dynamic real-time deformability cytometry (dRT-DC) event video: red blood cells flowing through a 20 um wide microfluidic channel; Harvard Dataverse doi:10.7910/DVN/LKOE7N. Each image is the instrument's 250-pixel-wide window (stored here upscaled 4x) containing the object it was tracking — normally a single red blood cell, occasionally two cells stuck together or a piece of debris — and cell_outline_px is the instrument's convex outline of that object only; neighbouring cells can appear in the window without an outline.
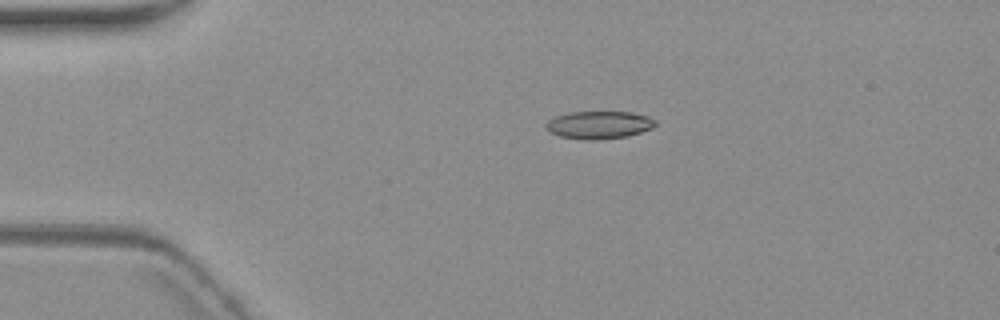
{"species": "common noctule bat (a hibernating species)", "species_latin": "Nyctalus noctula", "temperature_condition": "warm", "stored_images_in_passage": 6, "camera_frame_rate_fps": 3000, "um_per_image_px": 0.085, "animal": {"sex": "female", "body_mass_g": 19.3, "forearm_length_mm": 54.1}, "frame": {"image": 1, "passage_image": 2, "time_ms": 1.333, "image_size_px": [1000, 320], "cell_outline_px": [[656, 124], [652, 128], [628, 136], [596, 140], [580, 140], [560, 136], [548, 132], [544, 128], [544, 124], [548, 120], [556, 116], [572, 112], [632, 112], [648, 116], [656, 120]], "centroid_in_image_um": [50.88, 10.62], "position_along_channel_um": 34.1, "area_um2": 17.86}}
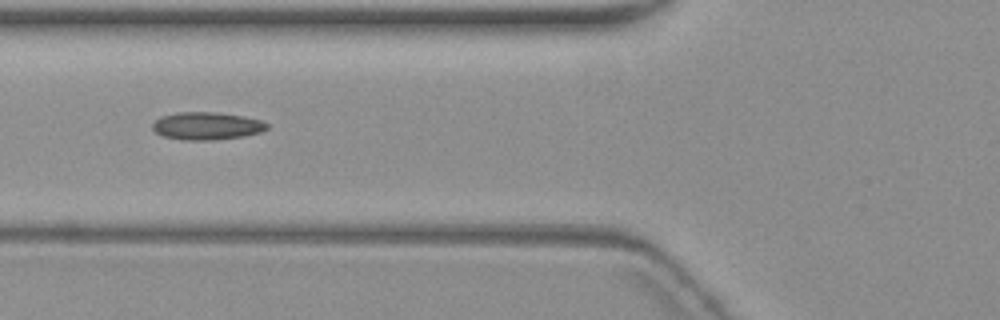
{"frame": {"image": 2, "passage_image": 5, "time_ms": 4.667, "image_size_px": [1000, 320], "cell_outline_px": [[268, 128], [260, 132], [244, 136], [216, 140], [184, 140], [164, 136], [156, 132], [152, 128], [152, 124], [160, 116], [180, 112], [216, 112], [244, 116], [260, 120], [268, 124]], "centroid_in_image_um": [17.58, 10.7], "position_along_channel_um": 108.2, "area_um2": 18.44}}
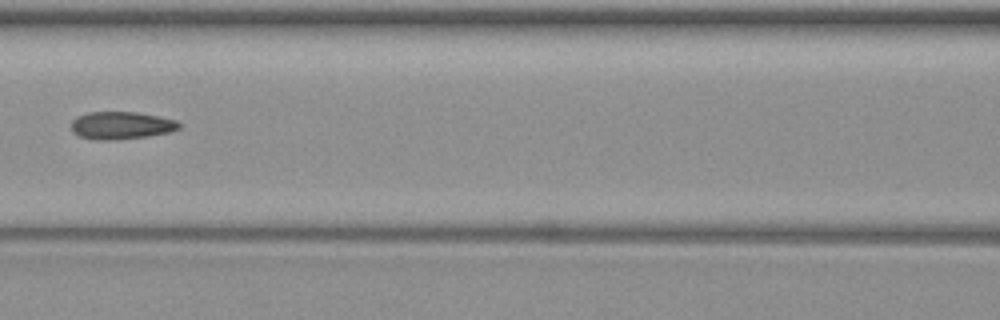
{"frame": {"image": 3, "passage_image": 6, "time_ms": 6.0, "image_size_px": [1000, 320], "cell_outline_px": [[180, 128], [168, 132], [148, 136], [116, 140], [96, 140], [80, 136], [72, 132], [72, 120], [76, 116], [88, 112], [136, 112], [160, 116], [176, 120], [180, 124]], "centroid_in_image_um": [10.29, 10.66], "position_along_channel_um": 156.3, "area_um2": 17.4}}